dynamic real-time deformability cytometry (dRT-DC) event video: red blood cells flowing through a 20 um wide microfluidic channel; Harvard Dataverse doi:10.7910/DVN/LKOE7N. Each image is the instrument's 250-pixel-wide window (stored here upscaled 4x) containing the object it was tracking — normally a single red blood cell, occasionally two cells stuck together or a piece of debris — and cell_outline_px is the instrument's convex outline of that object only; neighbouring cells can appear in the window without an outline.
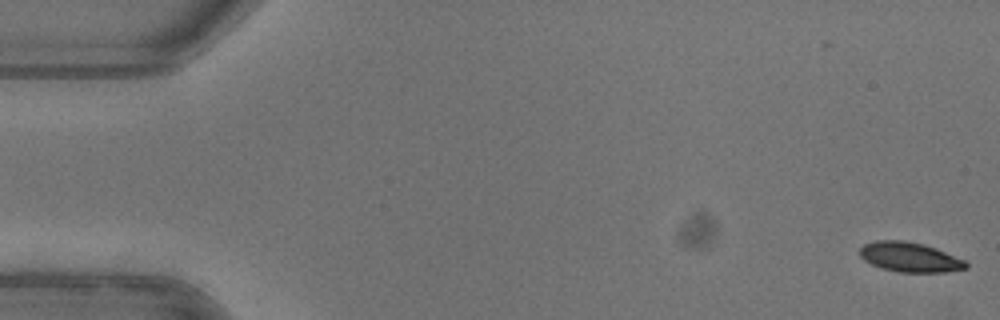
{"species": "common noctule bat (a hibernating species)", "species_latin": "Nyctalus noctula", "temperature_condition": "warm", "stored_images_in_passage": 14, "camera_frame_rate_fps": 3000, "um_per_image_px": 0.085, "animal": {"sex": "female"}, "frame": {"image": 1, "passage_image": 1, "time_ms": 0.0, "image_size_px": [1000, 320], "cell_outline_px": [[968, 268], [944, 272], [900, 272], [880, 268], [864, 260], [860, 256], [860, 248], [864, 244], [876, 240], [904, 240], [924, 244], [936, 248], [964, 260], [968, 264]], "centroid_in_image_um": [77.32, 21.85], "position_along_channel_um": 7.7, "area_um2": 18.38}}
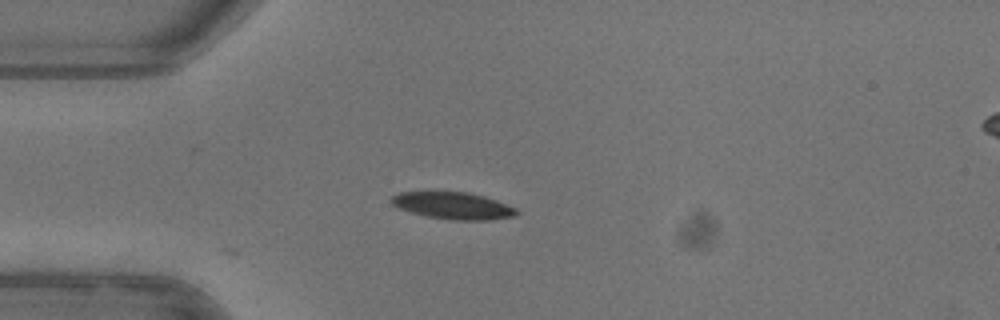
{"frame": {"image": 2, "passage_image": 14, "time_ms": 4.333, "image_size_px": [1000, 320], "cell_outline_px": [[520, 212], [516, 216], [488, 220], [452, 220], [428, 216], [412, 212], [400, 208], [392, 204], [392, 196], [400, 192], [468, 192], [484, 196], [496, 200], [516, 208]], "centroid_in_image_um": [38.57, 17.48], "position_along_channel_um": 46.4, "area_um2": 19.48}}